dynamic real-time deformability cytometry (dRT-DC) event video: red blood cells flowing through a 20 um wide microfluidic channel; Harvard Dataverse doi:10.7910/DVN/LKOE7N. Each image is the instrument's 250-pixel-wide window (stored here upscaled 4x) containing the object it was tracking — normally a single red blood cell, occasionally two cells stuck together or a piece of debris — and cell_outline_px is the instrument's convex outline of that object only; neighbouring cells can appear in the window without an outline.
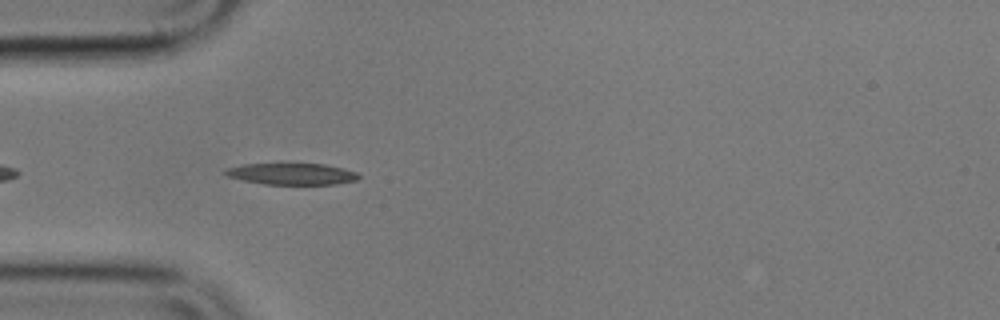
{"species": "common noctule bat (a hibernating species)", "species_latin": "Nyctalus noctula", "temperature_condition": "cold", "stored_images_in_passage": 42, "camera_frame_rate_fps": 3000, "um_per_image_px": 0.085, "animal": {"sex": "male", "body_mass_g": 17.9}, "frame": {"image": 1, "passage_image": 4, "time_ms": 1.0, "image_size_px": [1000, 320], "cell_outline_px": [[360, 176], [356, 180], [336, 184], [264, 184], [244, 180], [228, 176], [224, 172], [228, 168], [244, 164], [280, 160], [324, 164], [344, 168], [356, 172]], "centroid_in_image_um": [24.79, 14.72], "position_along_channel_um": 60.2, "area_um2": 17.57}}
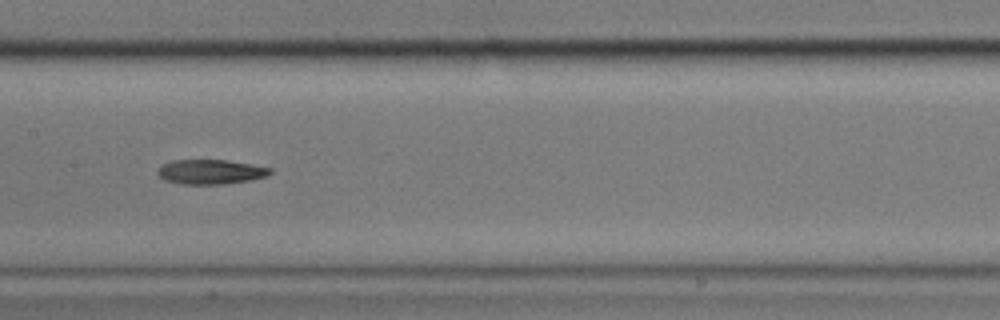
{"frame": {"image": 2, "passage_image": 15, "time_ms": 4.667, "image_size_px": [1000, 320], "cell_outline_px": [[272, 172], [268, 176], [252, 180], [224, 184], [180, 184], [164, 180], [156, 172], [164, 164], [172, 160], [228, 160], [252, 164], [272, 168]], "centroid_in_image_um": [17.94, 14.61], "position_along_channel_um": 189.5, "area_um2": 16.24}}
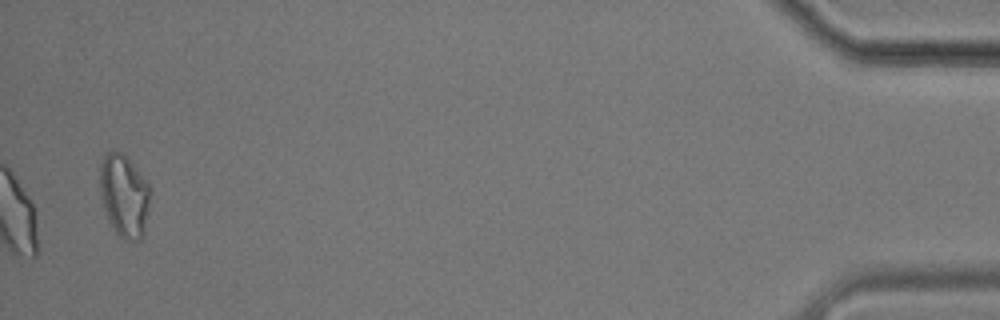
{"frame": {"image": 3, "passage_image": 42, "time_ms": 13.667, "image_size_px": [1000, 320], "cell_outline_px": [[148, 212], [144, 232], [140, 240], [120, 240], [104, 216], [100, 192], [100, 164], [104, 156], [108, 152], [120, 152], [148, 180]], "centroid_in_image_um": [10.52, 16.7], "position_along_channel_um": 424.7, "area_um2": 24.33}, "authors_computed_cell_mechanics": {"area_um2": 17.5712, "velocity_mm_per_s": 3.5616, "shape_relaxation_time_tau1_ms": 7.5276, "shape_relaxation_time_tau2_ms": 1.6321, "deformation_change_tau1": 0.3641, "deformation_change_tau2": 0.0861}}